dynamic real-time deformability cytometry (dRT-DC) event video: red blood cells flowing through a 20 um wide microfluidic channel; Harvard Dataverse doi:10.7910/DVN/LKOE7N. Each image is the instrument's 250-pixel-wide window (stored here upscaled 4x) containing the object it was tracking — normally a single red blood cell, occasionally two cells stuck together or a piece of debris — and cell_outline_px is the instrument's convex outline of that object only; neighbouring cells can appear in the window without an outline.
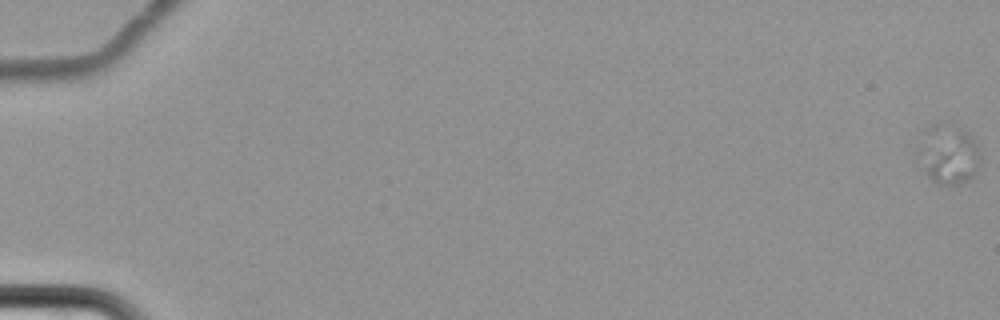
{"species": "common noctule bat (a hibernating species)", "species_latin": "Nyctalus noctula", "temperature_condition": "cold", "stored_images_in_passage": 9, "camera_frame_rate_fps": 3000, "um_per_image_px": 0.085, "animal": {"sex": "female", "body_mass_g": 22.7, "forearm_length_mm": 54.2}, "frame": {"image": 1, "passage_image": 2, "time_ms": 1.0, "image_size_px": [1000, 320], "cell_outline_px": [[980, 164], [972, 176], [968, 180], [956, 184], [940, 184], [928, 176], [916, 156], [916, 152], [952, 128], [960, 124], [976, 140], [980, 152]], "centroid_in_image_um": [80.82, 13.34], "position_along_channel_um": 4.2, "area_um2": 18.84}}
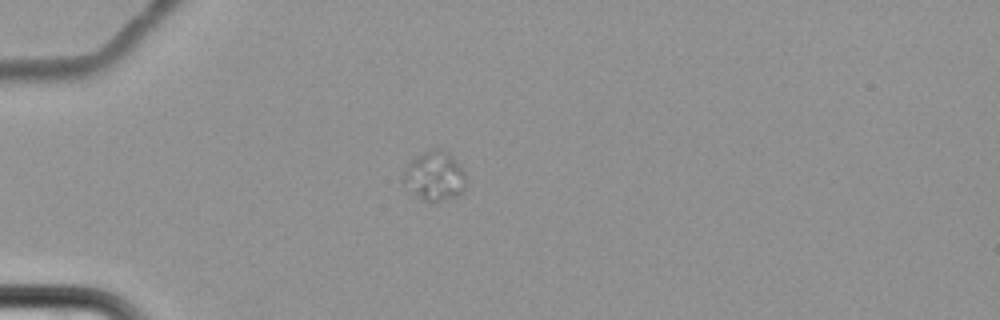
{"frame": {"image": 2, "passage_image": 7, "time_ms": 8.667, "image_size_px": [1000, 320], "cell_outline_px": [[468, 184], [464, 192], [456, 196], [440, 200], [424, 200], [416, 196], [412, 192], [404, 180], [404, 172], [408, 164], [416, 156], [428, 148], [440, 148], [448, 152], [460, 164], [468, 176]], "centroid_in_image_um": [37.03, 14.92], "position_along_channel_um": 48.0, "area_um2": 18.15}}
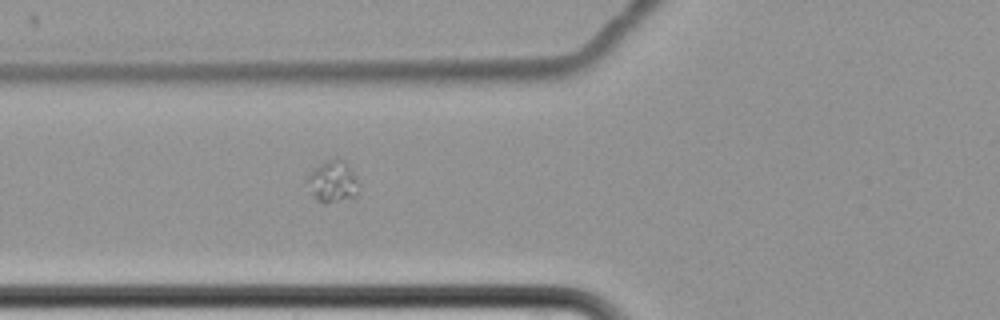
{"frame": {"image": 3, "passage_image": 9, "time_ms": 11.0, "image_size_px": [1000, 320], "cell_outline_px": [[356, 196], [328, 204], [324, 204], [316, 200], [304, 180], [308, 172], [312, 168], [336, 156], [344, 160], [348, 164], [356, 176]], "centroid_in_image_um": [28.21, 15.41], "position_along_channel_um": 97.6, "area_um2": 12.77}}